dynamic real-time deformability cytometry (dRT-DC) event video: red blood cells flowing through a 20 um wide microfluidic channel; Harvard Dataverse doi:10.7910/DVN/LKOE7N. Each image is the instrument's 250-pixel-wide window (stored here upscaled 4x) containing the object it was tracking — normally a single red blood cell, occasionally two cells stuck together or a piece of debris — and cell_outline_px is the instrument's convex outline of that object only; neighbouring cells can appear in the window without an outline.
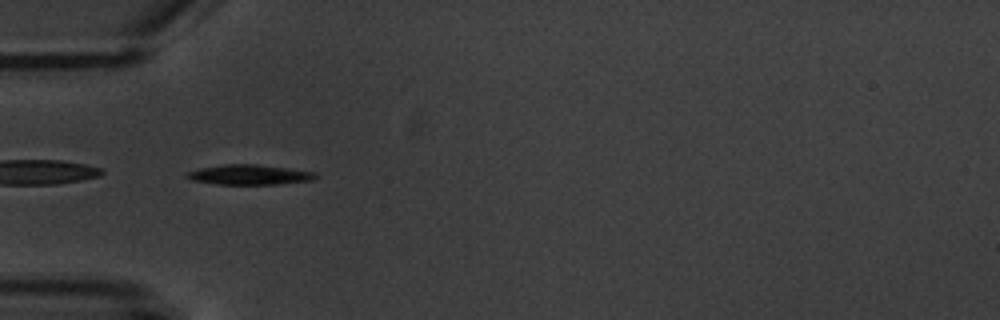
{"species": "common noctule bat (a hibernating species)", "species_latin": "Nyctalus noctula", "temperature_condition": "warm", "stored_images_in_passage": 4, "camera_frame_rate_fps": 3000, "um_per_image_px": 0.085, "animal": {"sex": "male", "body_mass_g": 20.1, "forearm_length_mm": 53.5}, "frame": {"image": 1, "passage_image": 2, "time_ms": 1.333, "image_size_px": [1000, 320], "cell_outline_px": [[320, 176], [312, 180], [280, 184], [216, 184], [192, 180], [184, 176], [188, 172], [200, 168], [224, 164], [256, 164], [288, 168], [316, 172]], "centroid_in_image_um": [21.23, 14.85], "position_along_channel_um": 63.8, "area_um2": 15.03}}